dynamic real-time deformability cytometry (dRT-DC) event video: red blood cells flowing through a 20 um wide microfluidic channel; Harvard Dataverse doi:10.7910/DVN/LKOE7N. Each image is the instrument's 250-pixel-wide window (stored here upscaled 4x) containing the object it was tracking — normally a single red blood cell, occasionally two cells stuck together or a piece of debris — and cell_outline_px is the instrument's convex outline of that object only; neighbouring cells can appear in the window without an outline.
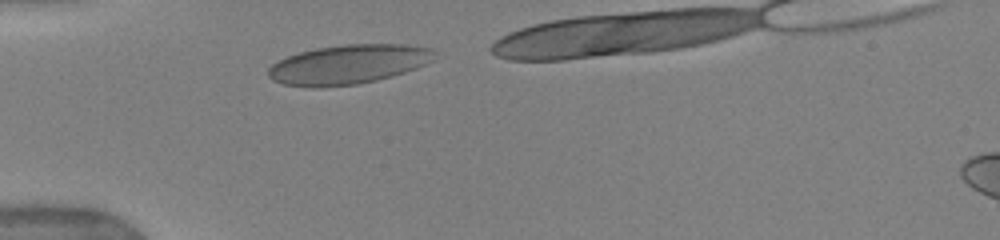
{"species": "human", "species_latin": "Homo sapiens", "temperature_condition": "warm", "stored_images_in_passage": 11, "camera_frame_rate_fps": 3000, "um_per_image_px": 0.085, "donor": {"sex": "female"}, "frame": {"image": 1, "passage_image": 1, "time_ms": 0.0, "image_size_px": [1000, 240], "cell_outline_px": [[436, 60], [416, 68], [392, 76], [376, 80], [356, 84], [320, 88], [312, 88], [284, 84], [272, 80], [268, 76], [268, 68], [272, 64], [288, 56], [300, 52], [316, 48], [344, 44], [404, 44], [436, 48]], "centroid_in_image_um": [29.65, 5.47], "position_along_channel_um": 55.3, "area_um2": 38.49}}